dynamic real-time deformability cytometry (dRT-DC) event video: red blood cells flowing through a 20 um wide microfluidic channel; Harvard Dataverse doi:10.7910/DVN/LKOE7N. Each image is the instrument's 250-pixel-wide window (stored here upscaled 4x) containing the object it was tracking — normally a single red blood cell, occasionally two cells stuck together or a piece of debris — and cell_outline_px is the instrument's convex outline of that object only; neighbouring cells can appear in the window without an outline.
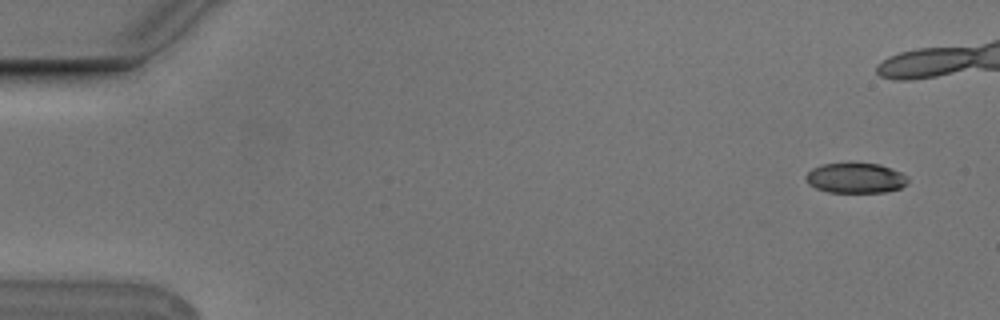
{"species": "Egyptian fruit bat (a non-hibernating species)", "species_latin": "Rousettus aegyptiacus", "temperature_condition": "cold", "stored_images_in_passage": 8, "camera_frame_rate_fps": 3000, "um_per_image_px": 0.085, "animal": {"sex": "male"}, "frame": {"image": 1, "passage_image": 1, "time_ms": 0.0, "image_size_px": [1000, 320], "cell_outline_px": [[908, 184], [900, 188], [884, 192], [828, 192], [816, 188], [808, 184], [804, 180], [804, 176], [812, 168], [820, 164], [848, 160], [880, 164], [900, 172], [908, 176]], "centroid_in_image_um": [72.68, 15.08], "position_along_channel_um": 12.3, "area_um2": 18.79}}
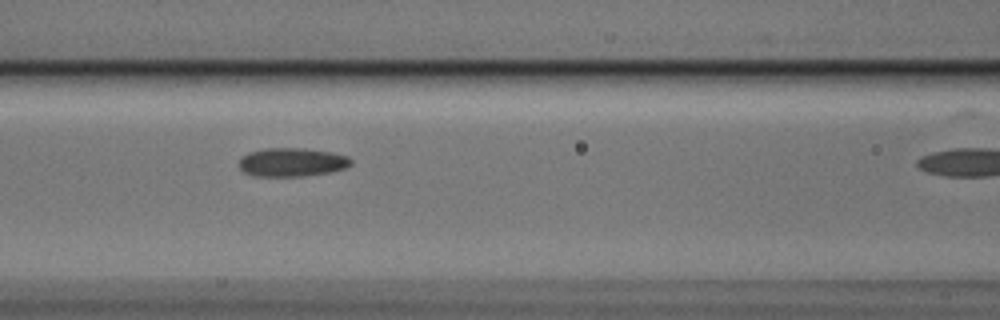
{"frame": {"image": 2, "passage_image": 7, "time_ms": 2.0, "image_size_px": [1000, 320], "cell_outline_px": [[352, 164], [344, 168], [328, 172], [304, 176], [252, 176], [244, 172], [240, 168], [240, 156], [248, 152], [264, 148], [304, 148], [332, 152], [348, 156], [352, 160]], "centroid_in_image_um": [24.79, 13.78], "position_along_channel_um": 141.8, "area_um2": 18.79}}